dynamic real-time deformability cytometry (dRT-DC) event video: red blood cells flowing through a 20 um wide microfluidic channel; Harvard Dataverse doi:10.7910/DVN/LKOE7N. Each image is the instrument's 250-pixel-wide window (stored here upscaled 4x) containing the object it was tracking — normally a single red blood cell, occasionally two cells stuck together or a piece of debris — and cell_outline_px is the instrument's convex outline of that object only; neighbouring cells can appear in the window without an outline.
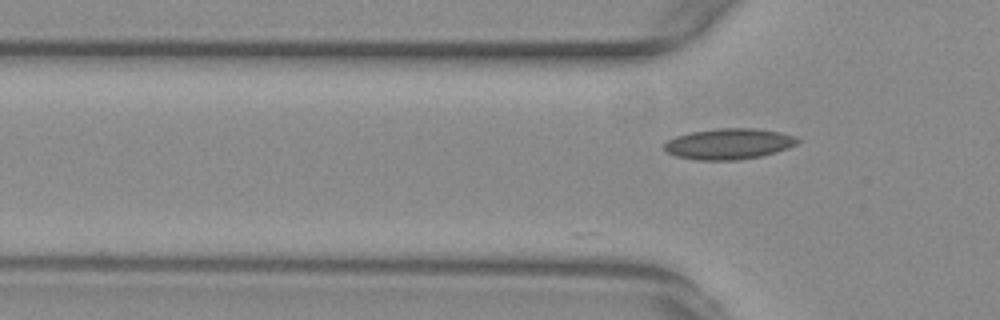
{"species": "common noctule bat (a hibernating species)", "species_latin": "Nyctalus noctula", "temperature_condition": "warm", "stored_images_in_passage": 6, "camera_frame_rate_fps": 3000, "um_per_image_px": 0.085, "animal": {"sex": "female", "body_mass_g": 29.2, "forearm_length_mm": 56.3}, "frame": {"image": 1, "passage_image": 6, "time_ms": 1.667, "image_size_px": [1000, 320], "cell_outline_px": [[800, 140], [796, 144], [788, 148], [776, 152], [760, 156], [736, 160], [696, 160], [676, 156], [668, 152], [664, 148], [664, 144], [668, 140], [676, 136], [692, 132], [716, 128], [756, 128], [780, 132], [796, 136]], "centroid_in_image_um": [61.97, 12.22], "position_along_channel_um": 63.8, "area_um2": 23.93}}